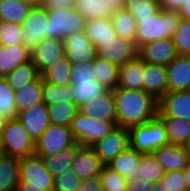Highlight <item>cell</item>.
Here are the masks:
<instances>
[{
	"mask_svg": "<svg viewBox=\"0 0 190 191\" xmlns=\"http://www.w3.org/2000/svg\"><path fill=\"white\" fill-rule=\"evenodd\" d=\"M181 18L183 20L190 22V0L186 1V4L184 5L182 11L180 12Z\"/></svg>",
	"mask_w": 190,
	"mask_h": 191,
	"instance_id": "f5cc1de1",
	"label": "cell"
},
{
	"mask_svg": "<svg viewBox=\"0 0 190 191\" xmlns=\"http://www.w3.org/2000/svg\"><path fill=\"white\" fill-rule=\"evenodd\" d=\"M158 117L166 127L169 143L184 146L190 137V121L172 116Z\"/></svg>",
	"mask_w": 190,
	"mask_h": 191,
	"instance_id": "f546056e",
	"label": "cell"
},
{
	"mask_svg": "<svg viewBox=\"0 0 190 191\" xmlns=\"http://www.w3.org/2000/svg\"><path fill=\"white\" fill-rule=\"evenodd\" d=\"M0 113L5 120L18 117L15 107V90L8 85L4 77H0Z\"/></svg>",
	"mask_w": 190,
	"mask_h": 191,
	"instance_id": "ab89813d",
	"label": "cell"
},
{
	"mask_svg": "<svg viewBox=\"0 0 190 191\" xmlns=\"http://www.w3.org/2000/svg\"><path fill=\"white\" fill-rule=\"evenodd\" d=\"M31 60L40 75L65 53V44L61 39L45 38L31 51Z\"/></svg>",
	"mask_w": 190,
	"mask_h": 191,
	"instance_id": "9a60e30c",
	"label": "cell"
},
{
	"mask_svg": "<svg viewBox=\"0 0 190 191\" xmlns=\"http://www.w3.org/2000/svg\"><path fill=\"white\" fill-rule=\"evenodd\" d=\"M81 182L82 180L70 169L67 172L59 173L54 178L53 191H76Z\"/></svg>",
	"mask_w": 190,
	"mask_h": 191,
	"instance_id": "bcb514c9",
	"label": "cell"
},
{
	"mask_svg": "<svg viewBox=\"0 0 190 191\" xmlns=\"http://www.w3.org/2000/svg\"><path fill=\"white\" fill-rule=\"evenodd\" d=\"M32 53L23 44L0 46V77H5L21 64L31 61Z\"/></svg>",
	"mask_w": 190,
	"mask_h": 191,
	"instance_id": "603a6c76",
	"label": "cell"
},
{
	"mask_svg": "<svg viewBox=\"0 0 190 191\" xmlns=\"http://www.w3.org/2000/svg\"><path fill=\"white\" fill-rule=\"evenodd\" d=\"M183 175L186 181L187 190L190 191V159L188 165L183 169Z\"/></svg>",
	"mask_w": 190,
	"mask_h": 191,
	"instance_id": "db71d44e",
	"label": "cell"
},
{
	"mask_svg": "<svg viewBox=\"0 0 190 191\" xmlns=\"http://www.w3.org/2000/svg\"><path fill=\"white\" fill-rule=\"evenodd\" d=\"M105 165L92 147L80 145L71 169L77 177L84 180L99 176Z\"/></svg>",
	"mask_w": 190,
	"mask_h": 191,
	"instance_id": "e0dca14e",
	"label": "cell"
},
{
	"mask_svg": "<svg viewBox=\"0 0 190 191\" xmlns=\"http://www.w3.org/2000/svg\"><path fill=\"white\" fill-rule=\"evenodd\" d=\"M187 0H158V5L161 10L181 12Z\"/></svg>",
	"mask_w": 190,
	"mask_h": 191,
	"instance_id": "c3c4849f",
	"label": "cell"
},
{
	"mask_svg": "<svg viewBox=\"0 0 190 191\" xmlns=\"http://www.w3.org/2000/svg\"><path fill=\"white\" fill-rule=\"evenodd\" d=\"M129 146V130L116 125L108 135L98 140L91 147L97 156L107 165Z\"/></svg>",
	"mask_w": 190,
	"mask_h": 191,
	"instance_id": "30bf717a",
	"label": "cell"
},
{
	"mask_svg": "<svg viewBox=\"0 0 190 191\" xmlns=\"http://www.w3.org/2000/svg\"><path fill=\"white\" fill-rule=\"evenodd\" d=\"M0 152H2V141H1V135H0Z\"/></svg>",
	"mask_w": 190,
	"mask_h": 191,
	"instance_id": "91938a15",
	"label": "cell"
},
{
	"mask_svg": "<svg viewBox=\"0 0 190 191\" xmlns=\"http://www.w3.org/2000/svg\"><path fill=\"white\" fill-rule=\"evenodd\" d=\"M117 124L96 117L86 116L80 111L72 120L70 129L81 146H92L108 135Z\"/></svg>",
	"mask_w": 190,
	"mask_h": 191,
	"instance_id": "8992f818",
	"label": "cell"
},
{
	"mask_svg": "<svg viewBox=\"0 0 190 191\" xmlns=\"http://www.w3.org/2000/svg\"><path fill=\"white\" fill-rule=\"evenodd\" d=\"M156 160L165 169V172L173 170H183L189 163L190 155L185 146L177 144H167L153 152Z\"/></svg>",
	"mask_w": 190,
	"mask_h": 191,
	"instance_id": "ffe728a7",
	"label": "cell"
},
{
	"mask_svg": "<svg viewBox=\"0 0 190 191\" xmlns=\"http://www.w3.org/2000/svg\"><path fill=\"white\" fill-rule=\"evenodd\" d=\"M154 183L136 179L133 182H127V191H153Z\"/></svg>",
	"mask_w": 190,
	"mask_h": 191,
	"instance_id": "816d5d0a",
	"label": "cell"
},
{
	"mask_svg": "<svg viewBox=\"0 0 190 191\" xmlns=\"http://www.w3.org/2000/svg\"><path fill=\"white\" fill-rule=\"evenodd\" d=\"M125 10L138 21L141 18L153 16L160 8L158 0H126Z\"/></svg>",
	"mask_w": 190,
	"mask_h": 191,
	"instance_id": "60d3db41",
	"label": "cell"
},
{
	"mask_svg": "<svg viewBox=\"0 0 190 191\" xmlns=\"http://www.w3.org/2000/svg\"><path fill=\"white\" fill-rule=\"evenodd\" d=\"M84 33L96 48L102 47V43L116 40L117 33L114 30L111 18H96L86 20Z\"/></svg>",
	"mask_w": 190,
	"mask_h": 191,
	"instance_id": "d4e9b609",
	"label": "cell"
},
{
	"mask_svg": "<svg viewBox=\"0 0 190 191\" xmlns=\"http://www.w3.org/2000/svg\"><path fill=\"white\" fill-rule=\"evenodd\" d=\"M19 173L16 190L53 191L55 177L47 170L41 156L32 154L20 158Z\"/></svg>",
	"mask_w": 190,
	"mask_h": 191,
	"instance_id": "3957f363",
	"label": "cell"
},
{
	"mask_svg": "<svg viewBox=\"0 0 190 191\" xmlns=\"http://www.w3.org/2000/svg\"><path fill=\"white\" fill-rule=\"evenodd\" d=\"M49 120L51 124L70 127L72 120L79 112V108L70 102H57L47 105Z\"/></svg>",
	"mask_w": 190,
	"mask_h": 191,
	"instance_id": "836d02e7",
	"label": "cell"
},
{
	"mask_svg": "<svg viewBox=\"0 0 190 191\" xmlns=\"http://www.w3.org/2000/svg\"><path fill=\"white\" fill-rule=\"evenodd\" d=\"M78 188L80 189V191H104L100 176L86 178L82 180Z\"/></svg>",
	"mask_w": 190,
	"mask_h": 191,
	"instance_id": "681fc988",
	"label": "cell"
},
{
	"mask_svg": "<svg viewBox=\"0 0 190 191\" xmlns=\"http://www.w3.org/2000/svg\"><path fill=\"white\" fill-rule=\"evenodd\" d=\"M22 25L0 20V43L9 46L23 44Z\"/></svg>",
	"mask_w": 190,
	"mask_h": 191,
	"instance_id": "7bdbcfd3",
	"label": "cell"
},
{
	"mask_svg": "<svg viewBox=\"0 0 190 191\" xmlns=\"http://www.w3.org/2000/svg\"><path fill=\"white\" fill-rule=\"evenodd\" d=\"M153 191H167L163 186V183L159 180L156 184H154Z\"/></svg>",
	"mask_w": 190,
	"mask_h": 191,
	"instance_id": "9f6ffc18",
	"label": "cell"
},
{
	"mask_svg": "<svg viewBox=\"0 0 190 191\" xmlns=\"http://www.w3.org/2000/svg\"><path fill=\"white\" fill-rule=\"evenodd\" d=\"M144 61L138 56L119 68L117 88L143 90Z\"/></svg>",
	"mask_w": 190,
	"mask_h": 191,
	"instance_id": "484cf974",
	"label": "cell"
},
{
	"mask_svg": "<svg viewBox=\"0 0 190 191\" xmlns=\"http://www.w3.org/2000/svg\"><path fill=\"white\" fill-rule=\"evenodd\" d=\"M184 146H185L187 152H188L189 155H190V137H189L188 141L186 142V144H185Z\"/></svg>",
	"mask_w": 190,
	"mask_h": 191,
	"instance_id": "6f0895ef",
	"label": "cell"
},
{
	"mask_svg": "<svg viewBox=\"0 0 190 191\" xmlns=\"http://www.w3.org/2000/svg\"><path fill=\"white\" fill-rule=\"evenodd\" d=\"M179 12L159 10L153 16L137 21L135 43L138 49L145 44L172 38L181 22Z\"/></svg>",
	"mask_w": 190,
	"mask_h": 191,
	"instance_id": "7a4b0ae2",
	"label": "cell"
},
{
	"mask_svg": "<svg viewBox=\"0 0 190 191\" xmlns=\"http://www.w3.org/2000/svg\"><path fill=\"white\" fill-rule=\"evenodd\" d=\"M76 142L70 127L50 124L36 140L35 154L41 157L55 155Z\"/></svg>",
	"mask_w": 190,
	"mask_h": 191,
	"instance_id": "ba28073f",
	"label": "cell"
},
{
	"mask_svg": "<svg viewBox=\"0 0 190 191\" xmlns=\"http://www.w3.org/2000/svg\"><path fill=\"white\" fill-rule=\"evenodd\" d=\"M31 8L20 0H3L0 4V20L22 25Z\"/></svg>",
	"mask_w": 190,
	"mask_h": 191,
	"instance_id": "d590c367",
	"label": "cell"
},
{
	"mask_svg": "<svg viewBox=\"0 0 190 191\" xmlns=\"http://www.w3.org/2000/svg\"><path fill=\"white\" fill-rule=\"evenodd\" d=\"M113 95L118 126L129 129L158 116L159 101L144 90L115 88Z\"/></svg>",
	"mask_w": 190,
	"mask_h": 191,
	"instance_id": "6da1fadb",
	"label": "cell"
},
{
	"mask_svg": "<svg viewBox=\"0 0 190 191\" xmlns=\"http://www.w3.org/2000/svg\"><path fill=\"white\" fill-rule=\"evenodd\" d=\"M97 56L105 59L119 67L128 61H132L138 57V46L135 41L122 39L117 37L106 43H102V47H98Z\"/></svg>",
	"mask_w": 190,
	"mask_h": 191,
	"instance_id": "8fae6325",
	"label": "cell"
},
{
	"mask_svg": "<svg viewBox=\"0 0 190 191\" xmlns=\"http://www.w3.org/2000/svg\"><path fill=\"white\" fill-rule=\"evenodd\" d=\"M20 158L0 154V191H15L20 180Z\"/></svg>",
	"mask_w": 190,
	"mask_h": 191,
	"instance_id": "4316f807",
	"label": "cell"
},
{
	"mask_svg": "<svg viewBox=\"0 0 190 191\" xmlns=\"http://www.w3.org/2000/svg\"><path fill=\"white\" fill-rule=\"evenodd\" d=\"M49 38L61 39L84 30L86 19L75 8L47 10Z\"/></svg>",
	"mask_w": 190,
	"mask_h": 191,
	"instance_id": "52a82bcc",
	"label": "cell"
},
{
	"mask_svg": "<svg viewBox=\"0 0 190 191\" xmlns=\"http://www.w3.org/2000/svg\"><path fill=\"white\" fill-rule=\"evenodd\" d=\"M172 38L156 40L139 48L138 56L145 62L167 66L177 56Z\"/></svg>",
	"mask_w": 190,
	"mask_h": 191,
	"instance_id": "5bb4252c",
	"label": "cell"
},
{
	"mask_svg": "<svg viewBox=\"0 0 190 191\" xmlns=\"http://www.w3.org/2000/svg\"><path fill=\"white\" fill-rule=\"evenodd\" d=\"M95 78L109 90L118 86L119 66L97 56L94 61Z\"/></svg>",
	"mask_w": 190,
	"mask_h": 191,
	"instance_id": "d6a6232c",
	"label": "cell"
},
{
	"mask_svg": "<svg viewBox=\"0 0 190 191\" xmlns=\"http://www.w3.org/2000/svg\"><path fill=\"white\" fill-rule=\"evenodd\" d=\"M2 153L23 158L35 154L36 141L18 118L6 120L1 130Z\"/></svg>",
	"mask_w": 190,
	"mask_h": 191,
	"instance_id": "277c9868",
	"label": "cell"
},
{
	"mask_svg": "<svg viewBox=\"0 0 190 191\" xmlns=\"http://www.w3.org/2000/svg\"><path fill=\"white\" fill-rule=\"evenodd\" d=\"M168 92L190 88V56L177 55L167 66Z\"/></svg>",
	"mask_w": 190,
	"mask_h": 191,
	"instance_id": "44dd1931",
	"label": "cell"
},
{
	"mask_svg": "<svg viewBox=\"0 0 190 191\" xmlns=\"http://www.w3.org/2000/svg\"><path fill=\"white\" fill-rule=\"evenodd\" d=\"M5 121L6 120L4 119V117L0 113V130H1L2 126H3V124L5 123Z\"/></svg>",
	"mask_w": 190,
	"mask_h": 191,
	"instance_id": "680465c9",
	"label": "cell"
},
{
	"mask_svg": "<svg viewBox=\"0 0 190 191\" xmlns=\"http://www.w3.org/2000/svg\"><path fill=\"white\" fill-rule=\"evenodd\" d=\"M64 56L72 63H85L94 61L97 57V49L89 41L84 31H78L64 38Z\"/></svg>",
	"mask_w": 190,
	"mask_h": 191,
	"instance_id": "7c38bea8",
	"label": "cell"
},
{
	"mask_svg": "<svg viewBox=\"0 0 190 191\" xmlns=\"http://www.w3.org/2000/svg\"><path fill=\"white\" fill-rule=\"evenodd\" d=\"M158 116H172L190 121V91L167 92L159 100Z\"/></svg>",
	"mask_w": 190,
	"mask_h": 191,
	"instance_id": "2e32d148",
	"label": "cell"
},
{
	"mask_svg": "<svg viewBox=\"0 0 190 191\" xmlns=\"http://www.w3.org/2000/svg\"><path fill=\"white\" fill-rule=\"evenodd\" d=\"M110 18L118 37L135 41L137 21L127 10L117 12Z\"/></svg>",
	"mask_w": 190,
	"mask_h": 191,
	"instance_id": "74e56055",
	"label": "cell"
},
{
	"mask_svg": "<svg viewBox=\"0 0 190 191\" xmlns=\"http://www.w3.org/2000/svg\"><path fill=\"white\" fill-rule=\"evenodd\" d=\"M20 1L31 7L41 6L44 3V0H20Z\"/></svg>",
	"mask_w": 190,
	"mask_h": 191,
	"instance_id": "11a10c76",
	"label": "cell"
},
{
	"mask_svg": "<svg viewBox=\"0 0 190 191\" xmlns=\"http://www.w3.org/2000/svg\"><path fill=\"white\" fill-rule=\"evenodd\" d=\"M142 155L143 153L129 146L107 165L121 176H124L127 182H133L136 179H140V175L137 172Z\"/></svg>",
	"mask_w": 190,
	"mask_h": 191,
	"instance_id": "cb8c5ba5",
	"label": "cell"
},
{
	"mask_svg": "<svg viewBox=\"0 0 190 191\" xmlns=\"http://www.w3.org/2000/svg\"><path fill=\"white\" fill-rule=\"evenodd\" d=\"M79 111L86 116L96 117L117 124L115 98L113 90H108L105 94L94 98L83 104Z\"/></svg>",
	"mask_w": 190,
	"mask_h": 191,
	"instance_id": "7402d4cb",
	"label": "cell"
},
{
	"mask_svg": "<svg viewBox=\"0 0 190 191\" xmlns=\"http://www.w3.org/2000/svg\"><path fill=\"white\" fill-rule=\"evenodd\" d=\"M137 173L140 175L141 180L156 184L166 172L153 153H147L142 155Z\"/></svg>",
	"mask_w": 190,
	"mask_h": 191,
	"instance_id": "f35d334b",
	"label": "cell"
},
{
	"mask_svg": "<svg viewBox=\"0 0 190 191\" xmlns=\"http://www.w3.org/2000/svg\"><path fill=\"white\" fill-rule=\"evenodd\" d=\"M23 45L33 51L45 38H49V19L44 5L32 7L22 24Z\"/></svg>",
	"mask_w": 190,
	"mask_h": 191,
	"instance_id": "9c48e42d",
	"label": "cell"
},
{
	"mask_svg": "<svg viewBox=\"0 0 190 191\" xmlns=\"http://www.w3.org/2000/svg\"><path fill=\"white\" fill-rule=\"evenodd\" d=\"M126 0H76L74 8L86 20L110 18L125 10Z\"/></svg>",
	"mask_w": 190,
	"mask_h": 191,
	"instance_id": "4fadbf2b",
	"label": "cell"
},
{
	"mask_svg": "<svg viewBox=\"0 0 190 191\" xmlns=\"http://www.w3.org/2000/svg\"><path fill=\"white\" fill-rule=\"evenodd\" d=\"M73 85L74 104L80 108L88 101L105 94L109 89L96 81L77 82Z\"/></svg>",
	"mask_w": 190,
	"mask_h": 191,
	"instance_id": "e575fe53",
	"label": "cell"
},
{
	"mask_svg": "<svg viewBox=\"0 0 190 191\" xmlns=\"http://www.w3.org/2000/svg\"><path fill=\"white\" fill-rule=\"evenodd\" d=\"M76 0H44L47 10L74 8Z\"/></svg>",
	"mask_w": 190,
	"mask_h": 191,
	"instance_id": "f907efd6",
	"label": "cell"
},
{
	"mask_svg": "<svg viewBox=\"0 0 190 191\" xmlns=\"http://www.w3.org/2000/svg\"><path fill=\"white\" fill-rule=\"evenodd\" d=\"M143 90L158 101L168 92L167 67L144 62Z\"/></svg>",
	"mask_w": 190,
	"mask_h": 191,
	"instance_id": "d6986e66",
	"label": "cell"
},
{
	"mask_svg": "<svg viewBox=\"0 0 190 191\" xmlns=\"http://www.w3.org/2000/svg\"><path fill=\"white\" fill-rule=\"evenodd\" d=\"M43 79L40 76L36 81L15 91V107L17 113L27 110L42 101Z\"/></svg>",
	"mask_w": 190,
	"mask_h": 191,
	"instance_id": "83f0119b",
	"label": "cell"
},
{
	"mask_svg": "<svg viewBox=\"0 0 190 191\" xmlns=\"http://www.w3.org/2000/svg\"><path fill=\"white\" fill-rule=\"evenodd\" d=\"M17 118L35 141L51 124L47 105L43 102L35 104L31 108L18 113Z\"/></svg>",
	"mask_w": 190,
	"mask_h": 191,
	"instance_id": "ac0fdd59",
	"label": "cell"
},
{
	"mask_svg": "<svg viewBox=\"0 0 190 191\" xmlns=\"http://www.w3.org/2000/svg\"><path fill=\"white\" fill-rule=\"evenodd\" d=\"M173 43L177 54L181 56H190V22L181 20L179 27L174 33Z\"/></svg>",
	"mask_w": 190,
	"mask_h": 191,
	"instance_id": "ee69618b",
	"label": "cell"
},
{
	"mask_svg": "<svg viewBox=\"0 0 190 191\" xmlns=\"http://www.w3.org/2000/svg\"><path fill=\"white\" fill-rule=\"evenodd\" d=\"M42 101L46 105L57 102L74 103L73 85L58 86L43 80Z\"/></svg>",
	"mask_w": 190,
	"mask_h": 191,
	"instance_id": "8d00e7d4",
	"label": "cell"
},
{
	"mask_svg": "<svg viewBox=\"0 0 190 191\" xmlns=\"http://www.w3.org/2000/svg\"><path fill=\"white\" fill-rule=\"evenodd\" d=\"M40 76V73L31 60L25 64L19 65L4 78L8 82V85L17 91L27 84L36 81Z\"/></svg>",
	"mask_w": 190,
	"mask_h": 191,
	"instance_id": "4dcf8cb0",
	"label": "cell"
},
{
	"mask_svg": "<svg viewBox=\"0 0 190 191\" xmlns=\"http://www.w3.org/2000/svg\"><path fill=\"white\" fill-rule=\"evenodd\" d=\"M99 176L104 191H127L126 178L108 165H105Z\"/></svg>",
	"mask_w": 190,
	"mask_h": 191,
	"instance_id": "b9f144b4",
	"label": "cell"
},
{
	"mask_svg": "<svg viewBox=\"0 0 190 191\" xmlns=\"http://www.w3.org/2000/svg\"><path fill=\"white\" fill-rule=\"evenodd\" d=\"M128 130L130 147L143 154L153 153L156 149L169 144L166 127L158 116Z\"/></svg>",
	"mask_w": 190,
	"mask_h": 191,
	"instance_id": "5b68a950",
	"label": "cell"
},
{
	"mask_svg": "<svg viewBox=\"0 0 190 191\" xmlns=\"http://www.w3.org/2000/svg\"><path fill=\"white\" fill-rule=\"evenodd\" d=\"M72 65L73 64L65 56H62L59 60L47 68L41 74V77L44 81L58 86L69 85L71 84Z\"/></svg>",
	"mask_w": 190,
	"mask_h": 191,
	"instance_id": "1f68e13d",
	"label": "cell"
},
{
	"mask_svg": "<svg viewBox=\"0 0 190 191\" xmlns=\"http://www.w3.org/2000/svg\"><path fill=\"white\" fill-rule=\"evenodd\" d=\"M80 146L78 142L61 150L58 154L42 157L47 170L56 177L59 173L67 172L71 169L73 161Z\"/></svg>",
	"mask_w": 190,
	"mask_h": 191,
	"instance_id": "f1b7e54d",
	"label": "cell"
},
{
	"mask_svg": "<svg viewBox=\"0 0 190 191\" xmlns=\"http://www.w3.org/2000/svg\"><path fill=\"white\" fill-rule=\"evenodd\" d=\"M167 191H185L187 190L183 170H173L165 173L160 179Z\"/></svg>",
	"mask_w": 190,
	"mask_h": 191,
	"instance_id": "7dc6e473",
	"label": "cell"
},
{
	"mask_svg": "<svg viewBox=\"0 0 190 191\" xmlns=\"http://www.w3.org/2000/svg\"><path fill=\"white\" fill-rule=\"evenodd\" d=\"M96 81L93 61L76 63L71 69V84L77 82Z\"/></svg>",
	"mask_w": 190,
	"mask_h": 191,
	"instance_id": "f6af8a7d",
	"label": "cell"
}]
</instances>
